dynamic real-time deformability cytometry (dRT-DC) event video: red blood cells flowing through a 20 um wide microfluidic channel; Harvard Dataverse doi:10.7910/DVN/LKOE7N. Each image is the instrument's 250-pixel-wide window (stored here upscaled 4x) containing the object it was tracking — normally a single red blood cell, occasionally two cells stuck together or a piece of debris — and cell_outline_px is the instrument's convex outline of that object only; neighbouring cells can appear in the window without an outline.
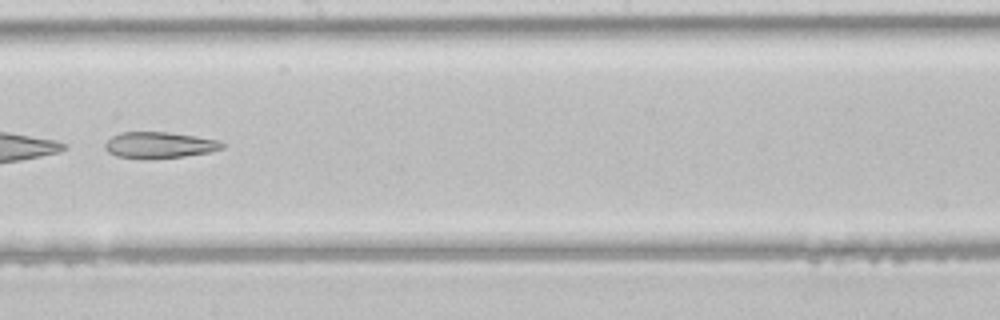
{"species": "common noctule bat (a hibernating species)", "species_latin": "Nyctalus noctula", "temperature_condition": "room temperature", "stored_images_in_passage": 28, "camera_frame_rate_fps": 3000, "um_per_image_px": 0.085, "animal": {"sex": "male", "body_mass_g": 21.5, "forearm_length_mm": 52.0}, "frame": {"image": 1, "passage_image": 13, "time_ms": 4.0, "image_size_px": [1000, 320], "cell_outline_px": [[224, 148], [208, 152], [184, 156], [152, 160], [116, 156], [108, 152], [104, 148], [104, 144], [112, 136], [120, 132], [168, 132], [196, 136], [220, 140], [224, 144]], "centroid_in_image_um": [13.53, 12.34], "position_along_channel_um": 234.7, "area_um2": 18.15}}